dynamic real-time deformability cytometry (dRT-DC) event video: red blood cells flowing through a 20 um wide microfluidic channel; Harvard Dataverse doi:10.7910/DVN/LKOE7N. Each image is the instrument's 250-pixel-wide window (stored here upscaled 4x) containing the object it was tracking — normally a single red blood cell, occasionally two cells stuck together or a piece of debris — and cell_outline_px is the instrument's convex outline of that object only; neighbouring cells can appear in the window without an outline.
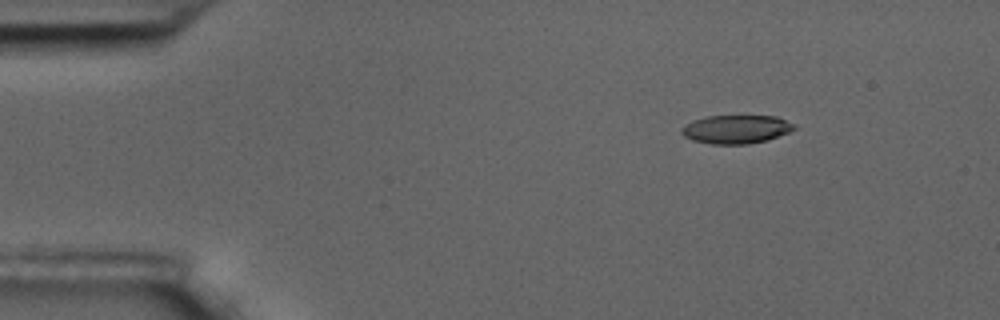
{"species": "common noctule bat (a hibernating species)", "species_latin": "Nyctalus noctula", "temperature_condition": "room temperature", "stored_images_in_passage": 52, "camera_frame_rate_fps": 3000, "um_per_image_px": 0.085, "animal": {"sex": "male", "body_mass_g": 17.5, "forearm_length_mm": 52.3}, "frame": {"image": 1, "passage_image": 1, "time_ms": 0.0, "image_size_px": [1000, 320], "cell_outline_px": [[796, 128], [788, 132], [768, 140], [748, 144], [712, 144], [692, 140], [684, 136], [680, 132], [680, 128], [692, 120], [704, 116], [776, 116], [796, 124]], "centroid_in_image_um": [62.55, 10.98], "position_along_channel_um": 22.4, "area_um2": 18.84}}
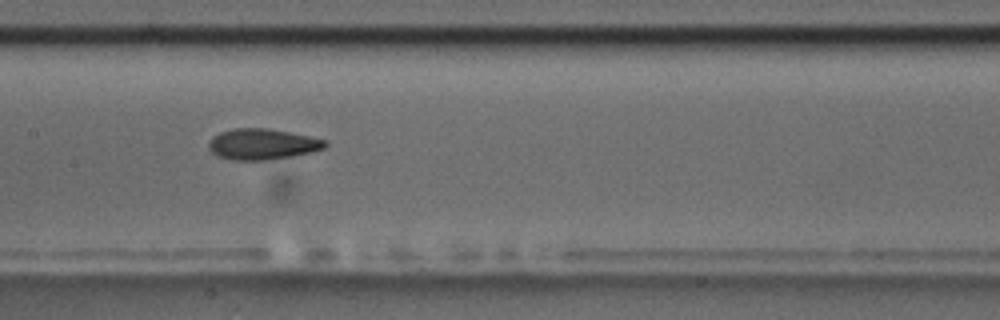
{"frame": {"image": 2, "passage_image": 22, "time_ms": 7.0, "image_size_px": [1000, 320], "cell_outline_px": [[328, 144], [324, 148], [312, 152], [292, 156], [264, 160], [232, 160], [216, 156], [208, 148], [208, 140], [212, 136], [220, 132], [232, 128], [268, 128], [308, 136], [324, 140]], "centroid_in_image_um": [22.24, 12.25], "position_along_channel_um": 185.2, "area_um2": 20.98}}
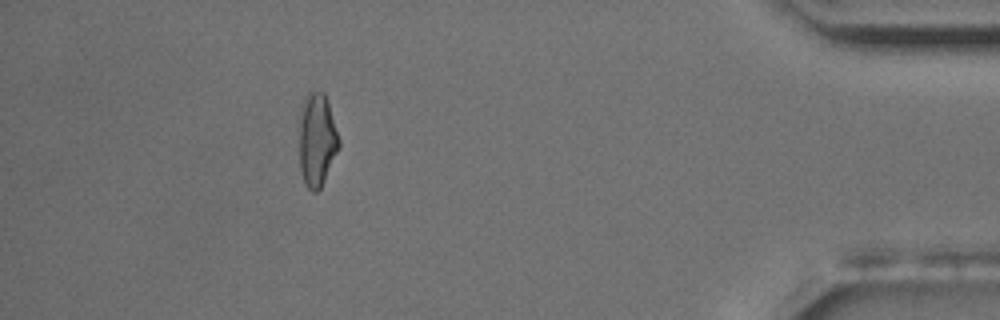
{"frame": {"image": 3, "passage_image": 46, "time_ms": 15.0, "image_size_px": [1000, 320], "cell_outline_px": [[340, 148], [320, 188], [316, 192], [312, 192], [308, 188], [304, 180], [300, 168], [300, 104], [304, 96], [308, 92], [324, 92], [328, 100], [340, 140]], "centroid_in_image_um": [26.95, 11.84], "position_along_channel_um": 408.3, "area_um2": 21.73}, "authors_computed_cell_mechanics": {"area_um2": 20.4612, "velocity_mm_per_s": 3.4481, "shape_relaxation_time_tau1_ms": 4.2576, "shape_relaxation_time_tau2_ms": 2.7493, "deformation_change_tau1": 0.1603, "deformation_change_tau2": 0.1064}}